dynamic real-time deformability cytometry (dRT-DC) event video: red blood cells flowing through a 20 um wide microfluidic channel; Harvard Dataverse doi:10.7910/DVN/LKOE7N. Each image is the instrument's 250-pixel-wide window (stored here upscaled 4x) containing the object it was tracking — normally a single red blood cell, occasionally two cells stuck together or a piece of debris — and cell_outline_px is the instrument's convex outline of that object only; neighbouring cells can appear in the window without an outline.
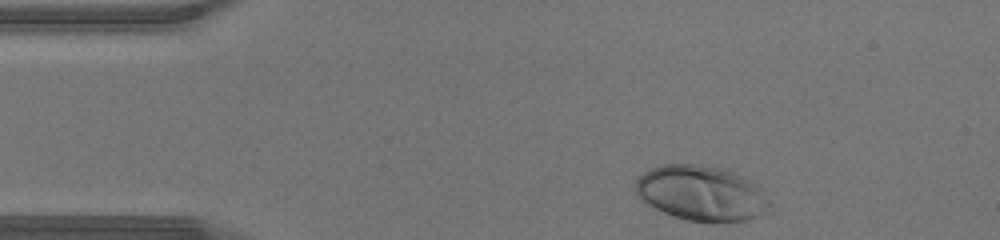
{"species": "human", "species_latin": "Homo sapiens", "temperature_condition": "warm", "stored_images_in_passage": 30, "camera_frame_rate_fps": 3000, "um_per_image_px": 0.085, "donor": {"sex": "male"}, "frame": {"image": 1, "passage_image": 1, "time_ms": 0.0, "image_size_px": [1000, 240], "cell_outline_px": [[776, 208], [772, 212], [748, 220], [688, 220], [664, 212], [644, 204], [640, 200], [636, 192], [636, 180], [644, 172], [660, 164], [696, 164], [720, 168], [744, 176], [756, 184], [760, 188]], "centroid_in_image_um": [59.67, 16.41], "position_along_channel_um": 25.3, "area_um2": 43.18}}
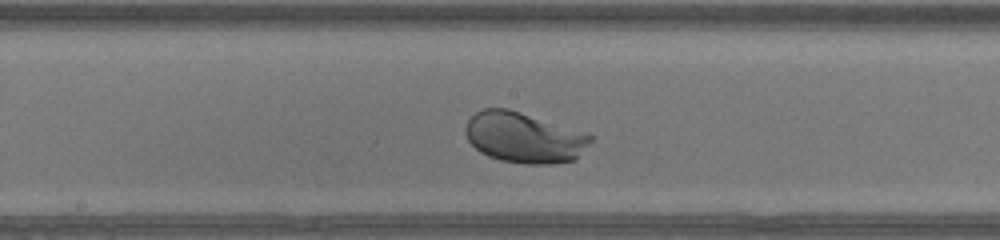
{"frame": {"image": 2, "passage_image": 17, "time_ms": 5.333, "image_size_px": [1000, 240], "cell_outline_px": [[592, 140], [576, 160], [552, 164], [524, 164], [500, 160], [488, 156], [480, 152], [468, 140], [464, 132], [464, 128], [468, 120], [476, 112], [484, 108], [508, 108], [592, 136]], "centroid_in_image_um": [44.49, 11.71], "position_along_channel_um": 203.7, "area_um2": 36.47}}
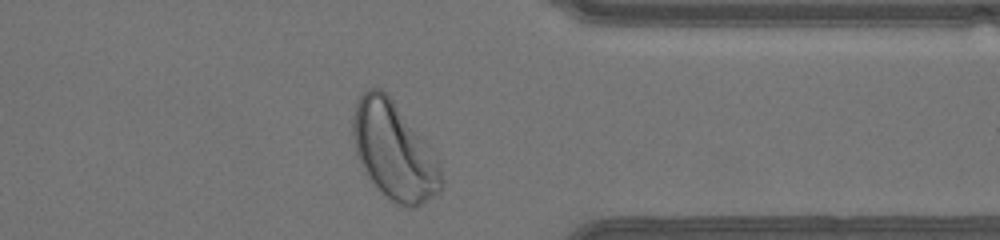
{"frame": {"image": 3, "passage_image": 29, "time_ms": 9.333, "image_size_px": [1000, 240], "cell_outline_px": [[444, 184], [436, 192], [420, 204], [412, 208], [404, 208], [392, 200], [368, 176], [356, 156], [352, 136], [352, 116], [356, 100], [368, 88], [380, 88], [392, 100], [436, 156], [440, 164], [444, 180]], "centroid_in_image_um": [33.46, 12.82], "position_along_channel_um": 377.9, "area_um2": 49.25}}